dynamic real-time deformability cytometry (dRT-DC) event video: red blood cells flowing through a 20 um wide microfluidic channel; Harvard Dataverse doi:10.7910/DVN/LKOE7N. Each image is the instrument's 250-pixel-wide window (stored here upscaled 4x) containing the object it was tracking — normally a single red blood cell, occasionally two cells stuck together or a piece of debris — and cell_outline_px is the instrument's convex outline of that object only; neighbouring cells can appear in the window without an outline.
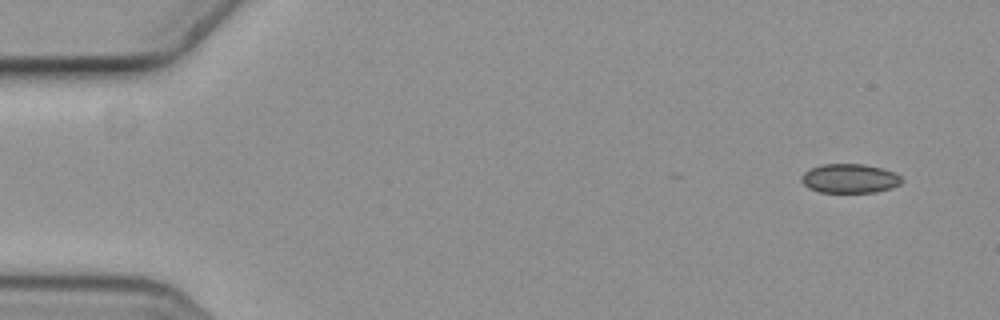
{"species": "common noctule bat (a hibernating species)", "species_latin": "Nyctalus noctula", "temperature_condition": "cold", "stored_images_in_passage": 4, "camera_frame_rate_fps": 3000, "um_per_image_px": 0.085, "animal": {"sex": "female", "body_mass_g": 19.3, "forearm_length_mm": 54.1}, "frame": {"image": 1, "passage_image": 1, "time_ms": 0.0, "image_size_px": [1000, 320], "cell_outline_px": [[900, 184], [892, 188], [872, 192], [820, 192], [808, 188], [800, 180], [800, 176], [808, 168], [824, 164], [864, 164], [880, 168], [892, 172], [900, 176]], "centroid_in_image_um": [72.15, 15.17], "position_along_channel_um": 12.8, "area_um2": 16.94}}
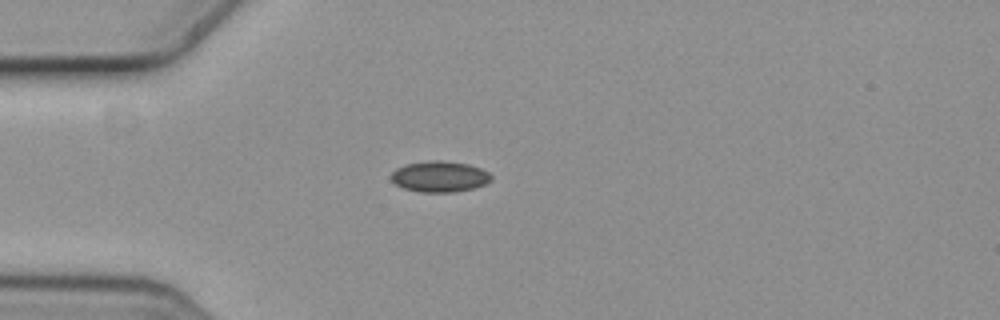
{"frame": {"image": 2, "passage_image": 4, "time_ms": 1.0, "image_size_px": [1000, 320], "cell_outline_px": [[492, 180], [484, 184], [472, 188], [456, 192], [420, 192], [404, 188], [396, 184], [392, 180], [392, 172], [396, 168], [404, 164], [428, 160], [440, 160], [468, 164], [480, 168], [488, 172], [492, 176]], "centroid_in_image_um": [37.36, 15.0], "position_along_channel_um": 47.6, "area_um2": 18.03}}